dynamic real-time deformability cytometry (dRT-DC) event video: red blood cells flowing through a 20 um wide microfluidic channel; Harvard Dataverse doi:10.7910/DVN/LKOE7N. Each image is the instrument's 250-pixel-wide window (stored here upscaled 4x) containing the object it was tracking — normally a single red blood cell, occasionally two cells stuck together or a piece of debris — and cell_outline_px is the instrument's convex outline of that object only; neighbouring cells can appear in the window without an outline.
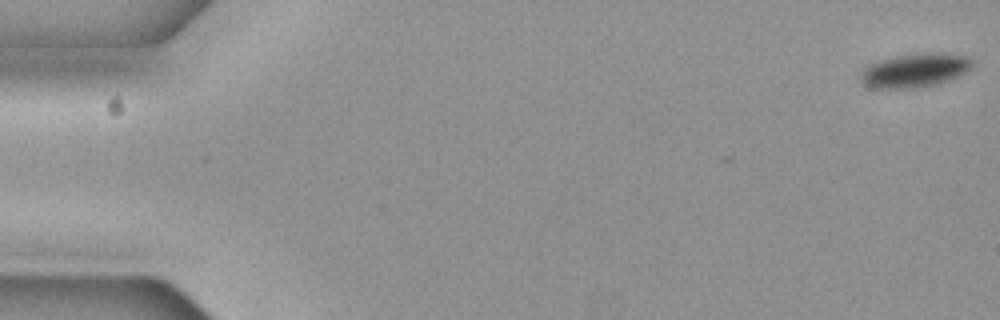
{"species": "common noctule bat (a hibernating species)", "species_latin": "Nyctalus noctula", "temperature_condition": "cold", "stored_images_in_passage": 15, "camera_frame_rate_fps": 3000, "um_per_image_px": 0.085, "animal": {"sex": "female", "body_mass_g": 19.3, "forearm_length_mm": 54.1}, "frame": {"image": 1, "passage_image": 1, "time_ms": 0.0, "image_size_px": [1000, 320], "cell_outline_px": [[972, 68], [960, 76], [936, 84], [916, 88], [872, 88], [864, 84], [860, 80], [860, 72], [868, 64], [880, 60], [896, 56], [916, 52], [940, 52], [968, 56], [972, 60]], "centroid_in_image_um": [77.77, 5.96], "position_along_channel_um": 7.2, "area_um2": 22.43}}